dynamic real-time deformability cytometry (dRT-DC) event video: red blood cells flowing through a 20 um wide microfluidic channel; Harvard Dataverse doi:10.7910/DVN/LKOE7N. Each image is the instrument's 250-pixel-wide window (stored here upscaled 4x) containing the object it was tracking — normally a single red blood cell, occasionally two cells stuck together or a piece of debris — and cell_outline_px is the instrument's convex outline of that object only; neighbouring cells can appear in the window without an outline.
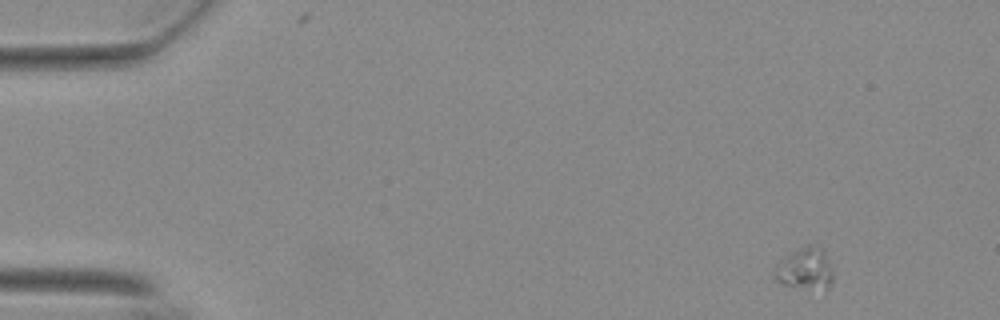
{"species": "Egyptian fruit bat (a non-hibernating species)", "species_latin": "Rousettus aegyptiacus", "temperature_condition": "warm", "stored_images_in_passage": 52, "camera_frame_rate_fps": 3000, "um_per_image_px": 0.085, "animal": {"sex": "female"}, "frame": {"image": 1, "passage_image": 1, "time_ms": 0.0, "image_size_px": [1000, 320], "cell_outline_px": [[832, 280], [828, 288], [780, 284], [776, 280], [776, 264], [788, 256], [808, 244], [812, 244], [820, 248], [824, 252], [832, 272]], "centroid_in_image_um": [68.44, 22.82], "position_along_channel_um": 16.6, "area_um2": 13.24}}
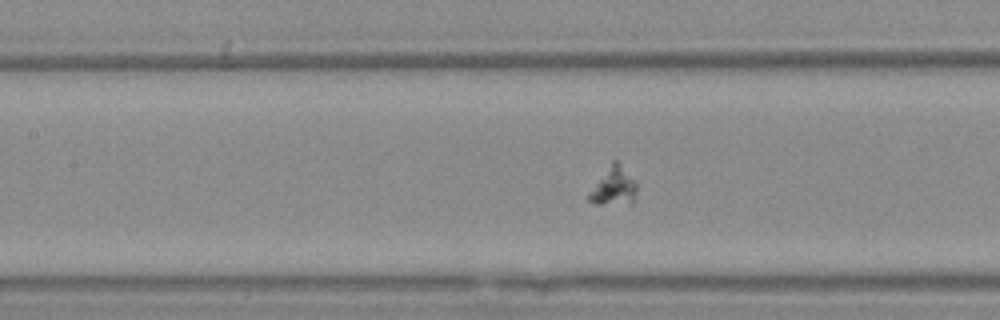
{"frame": {"image": 2, "passage_image": 22, "time_ms": 7.0, "image_size_px": [1000, 320], "cell_outline_px": [[636, 188], [632, 204], [596, 204], [588, 200], [588, 192], [612, 160], [616, 160], [620, 164], [636, 184]], "centroid_in_image_um": [52.12, 15.87], "position_along_channel_um": 155.3, "area_um2": 10.46}}
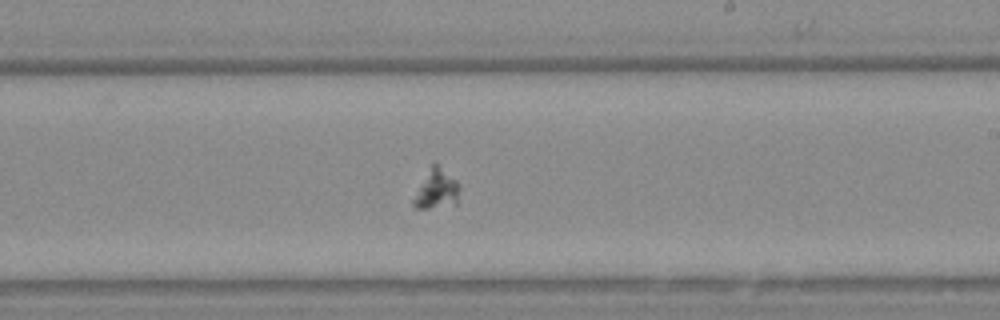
{"frame": {"image": 3, "passage_image": 30, "time_ms": 9.667, "image_size_px": [1000, 320], "cell_outline_px": [[456, 204], [428, 208], [416, 208], [412, 204], [412, 200], [432, 160], [436, 160], [456, 180]], "centroid_in_image_um": [37.04, 16.01], "position_along_channel_um": 252.0, "area_um2": 10.46}}